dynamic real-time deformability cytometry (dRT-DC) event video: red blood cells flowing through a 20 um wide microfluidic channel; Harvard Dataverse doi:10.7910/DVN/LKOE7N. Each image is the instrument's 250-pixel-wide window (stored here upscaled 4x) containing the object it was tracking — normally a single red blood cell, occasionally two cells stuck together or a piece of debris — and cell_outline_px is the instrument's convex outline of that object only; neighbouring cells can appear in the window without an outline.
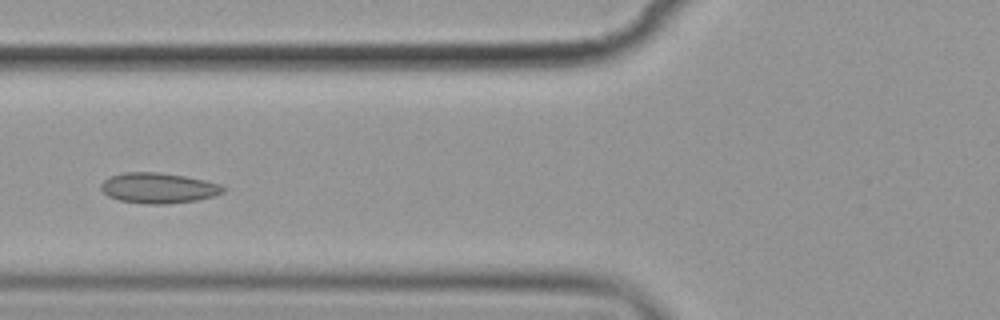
{"species": "common noctule bat (a hibernating species)", "species_latin": "Nyctalus noctula", "temperature_condition": "cold", "stored_images_in_passage": 6, "camera_frame_rate_fps": 3000, "um_per_image_px": 0.085, "animal": {"sex": "female", "body_mass_g": 19.9}, "frame": {"image": 1, "passage_image": 6, "time_ms": 6.0, "image_size_px": [1000, 320], "cell_outline_px": [[224, 192], [212, 196], [196, 200], [168, 204], [148, 204], [120, 200], [108, 196], [100, 188], [100, 184], [104, 180], [112, 176], [124, 172], [156, 172], [184, 176], [204, 180], [220, 184], [224, 188]], "centroid_in_image_um": [13.45, 15.98], "position_along_channel_um": 112.4, "area_um2": 21.44}}